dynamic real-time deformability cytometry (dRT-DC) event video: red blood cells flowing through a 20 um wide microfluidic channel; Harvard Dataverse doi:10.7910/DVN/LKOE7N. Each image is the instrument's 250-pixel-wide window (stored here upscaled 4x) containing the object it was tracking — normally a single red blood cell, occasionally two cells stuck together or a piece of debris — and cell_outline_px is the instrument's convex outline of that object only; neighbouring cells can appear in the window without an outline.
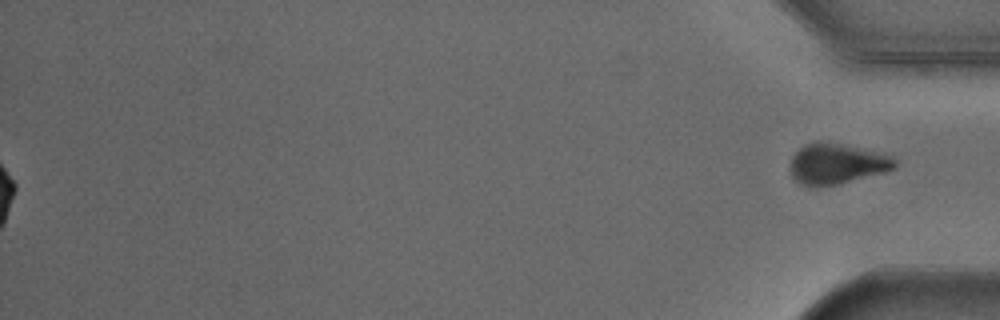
{"species": "Egyptian fruit bat (a non-hibernating species)", "species_latin": "Rousettus aegyptiacus", "temperature_condition": "cold", "stored_images_in_passage": 53, "segment_of_instrument_passage": [2, 2], "camera_frame_rate_fps": 3000, "um_per_image_px": 0.085, "animal": {"sex": "male"}, "frame": {"image": 1, "passage_image": 53, "time_ms": 17.333, "image_size_px": [1000, 320], "cell_outline_px": [[896, 164], [892, 168], [884, 172], [836, 184], [800, 184], [792, 176], [792, 156], [804, 144], [816, 140], [820, 140], [840, 144], [888, 156], [896, 160]], "centroid_in_image_um": [71.07, 13.89], "position_along_channel_um": 364.1, "area_um2": 23.58}}